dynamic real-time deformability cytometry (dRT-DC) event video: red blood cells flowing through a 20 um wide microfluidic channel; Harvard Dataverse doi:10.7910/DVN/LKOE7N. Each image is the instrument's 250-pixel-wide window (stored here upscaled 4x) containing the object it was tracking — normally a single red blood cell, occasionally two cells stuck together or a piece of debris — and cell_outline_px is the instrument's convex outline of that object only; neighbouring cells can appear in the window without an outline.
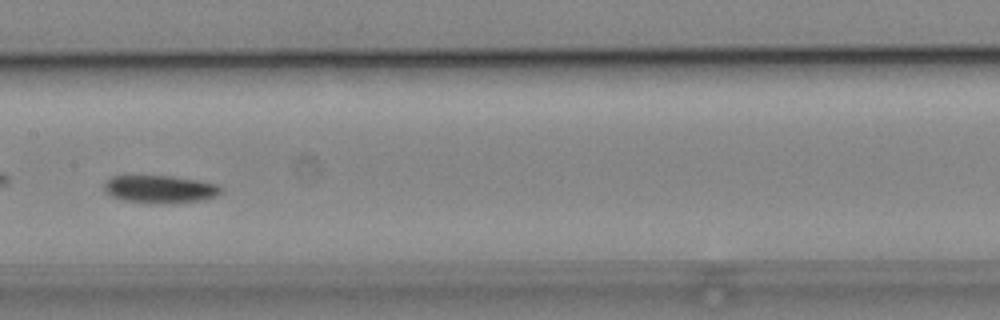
{"species": "common noctule bat (a hibernating species)", "species_latin": "Nyctalus noctula", "temperature_condition": "cold", "stored_images_in_passage": 7, "camera_frame_rate_fps": 3000, "um_per_image_px": 0.085, "animal": {"sex": "male", "body_mass_g": 19.2, "forearm_length_mm": 51.8}, "frame": {"image": 1, "passage_image": 7, "time_ms": 7.0, "image_size_px": [1000, 320], "cell_outline_px": [[220, 192], [216, 196], [200, 200], [164, 204], [156, 204], [120, 200], [112, 196], [104, 188], [104, 184], [112, 176], [172, 176], [196, 180], [216, 184], [220, 188]], "centroid_in_image_um": [13.57, 16.09], "position_along_channel_um": 193.8, "area_um2": 18.67}}